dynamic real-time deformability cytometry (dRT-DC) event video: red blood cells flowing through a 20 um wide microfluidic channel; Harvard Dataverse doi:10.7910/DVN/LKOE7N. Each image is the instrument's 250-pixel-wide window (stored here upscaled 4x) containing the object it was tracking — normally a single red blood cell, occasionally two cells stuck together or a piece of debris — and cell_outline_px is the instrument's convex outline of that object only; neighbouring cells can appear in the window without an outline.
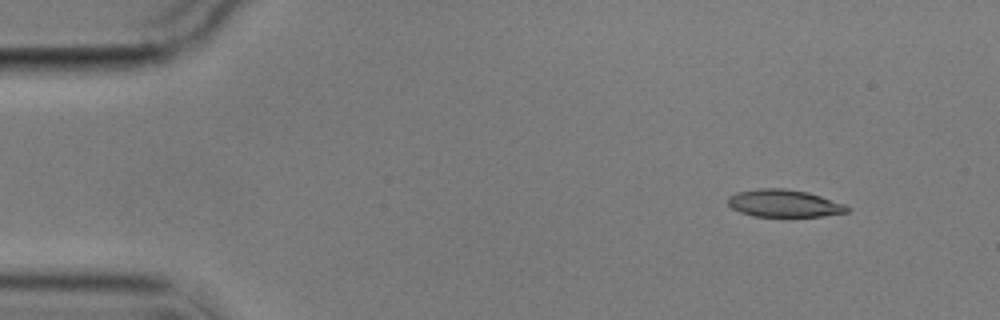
{"species": "common noctule bat (a hibernating species)", "species_latin": "Nyctalus noctula", "temperature_condition": "cold", "stored_images_in_passage": 3, "camera_frame_rate_fps": 3000, "um_per_image_px": 0.085, "animal": {"sex": "male", "body_mass_g": 17.9}, "frame": {"image": 1, "passage_image": 1, "time_ms": 0.0, "image_size_px": [1000, 320], "cell_outline_px": [[852, 208], [848, 212], [824, 216], [752, 216], [740, 212], [732, 208], [728, 204], [728, 196], [736, 192], [760, 188], [780, 188], [808, 192], [844, 204]], "centroid_in_image_um": [66.64, 17.28], "position_along_channel_um": 18.4, "area_um2": 19.02}}